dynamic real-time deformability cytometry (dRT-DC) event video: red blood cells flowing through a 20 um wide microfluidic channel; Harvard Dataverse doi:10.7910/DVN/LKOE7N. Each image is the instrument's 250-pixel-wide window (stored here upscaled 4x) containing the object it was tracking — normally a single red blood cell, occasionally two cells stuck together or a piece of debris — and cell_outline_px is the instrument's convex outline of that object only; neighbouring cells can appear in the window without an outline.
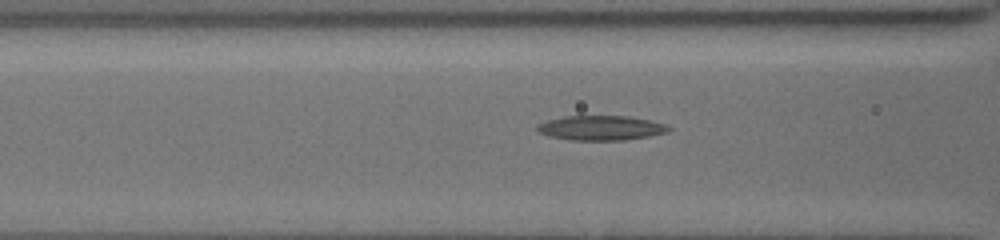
{"species": "common noctule bat (a hibernating species)", "species_latin": "Nyctalus noctula", "temperature_condition": "cold", "stored_images_in_passage": 29, "camera_frame_rate_fps": 3000, "um_per_image_px": 0.085, "animal": {"sex": "female", "body_mass_g": 19.5, "forearm_length_mm": 54.1}, "frame": {"image": 1, "passage_image": 3, "time_ms": 0.667, "image_size_px": [1000, 240], "cell_outline_px": [[672, 128], [668, 132], [648, 136], [624, 140], [572, 140], [548, 136], [540, 132], [536, 128], [536, 124], [548, 120], [564, 116], [628, 116], [648, 120], [664, 124]], "centroid_in_image_um": [51.06, 10.87], "position_along_channel_um": 115.5, "area_um2": 18.79}}
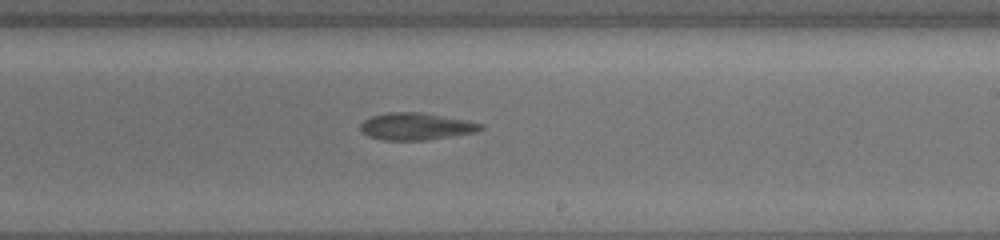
{"frame": {"image": 2, "passage_image": 14, "time_ms": 4.333, "image_size_px": [1000, 240], "cell_outline_px": [[484, 128], [476, 132], [428, 140], [384, 140], [368, 136], [360, 128], [360, 124], [364, 120], [372, 116], [388, 112], [420, 112], [468, 120], [484, 124]], "centroid_in_image_um": [35.4, 10.74], "position_along_channel_um": 253.6, "area_um2": 19.02}}
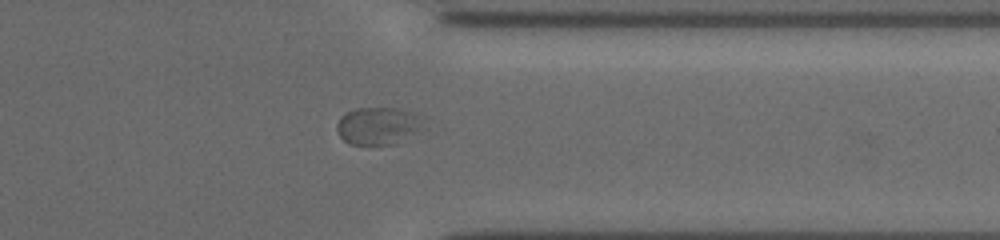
{"frame": {"image": 3, "passage_image": 24, "time_ms": 7.667, "image_size_px": [1000, 240], "cell_outline_px": [[428, 116], [412, 132], [396, 144], [348, 144], [340, 136], [336, 128], [336, 124], [340, 116], [344, 112], [356, 108], [400, 108], [416, 112]], "centroid_in_image_um": [32.1, 10.65], "position_along_channel_um": 379.3, "area_um2": 18.9}}